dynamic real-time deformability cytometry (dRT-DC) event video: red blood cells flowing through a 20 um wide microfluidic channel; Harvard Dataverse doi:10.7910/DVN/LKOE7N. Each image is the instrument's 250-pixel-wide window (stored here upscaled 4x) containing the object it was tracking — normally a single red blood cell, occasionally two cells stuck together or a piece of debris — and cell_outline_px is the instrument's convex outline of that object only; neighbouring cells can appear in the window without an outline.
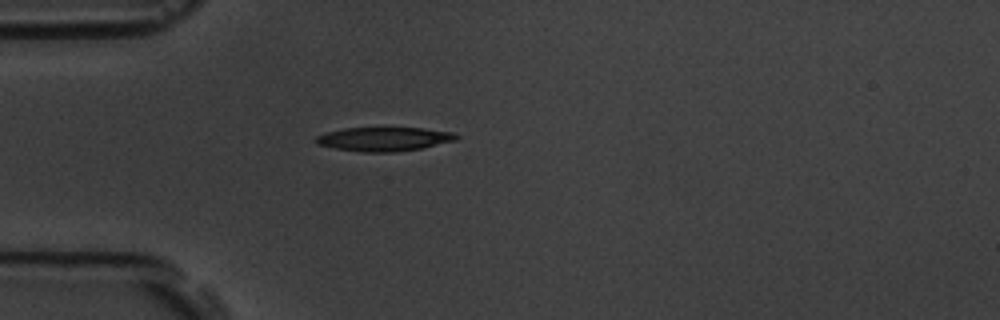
{"species": "common noctule bat (a hibernating species)", "species_latin": "Nyctalus noctula", "temperature_condition": "room temperature", "stored_images_in_passage": 1, "camera_frame_rate_fps": 3000, "um_per_image_px": 0.085, "animal": {"sex": "male", "body_mass_g": 19.5, "forearm_length_mm": 54.6}, "frame": {"image": 1, "passage_image": 1, "time_ms": 0.0, "image_size_px": [1000, 320], "cell_outline_px": [[460, 136], [456, 140], [420, 148], [396, 152], [364, 152], [336, 148], [316, 144], [316, 136], [324, 132], [344, 128], [424, 128], [452, 132]], "centroid_in_image_um": [32.63, 11.81], "position_along_channel_um": 52.4, "area_um2": 19.48}}